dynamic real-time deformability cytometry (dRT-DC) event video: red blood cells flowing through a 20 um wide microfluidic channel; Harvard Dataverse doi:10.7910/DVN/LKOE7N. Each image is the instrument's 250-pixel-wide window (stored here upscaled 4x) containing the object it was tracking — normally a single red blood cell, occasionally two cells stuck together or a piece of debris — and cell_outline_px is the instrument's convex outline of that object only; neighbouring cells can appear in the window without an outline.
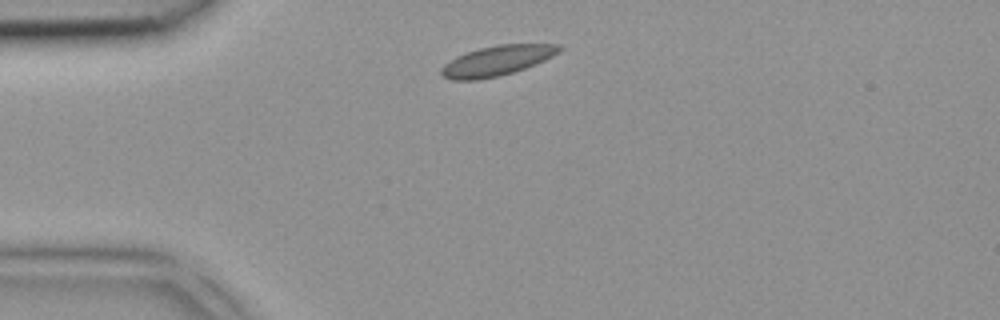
{"species": "common noctule bat (a hibernating species)", "species_latin": "Nyctalus noctula", "temperature_condition": "room temperature", "stored_images_in_passage": 3, "camera_frame_rate_fps": 3000, "um_per_image_px": 0.085, "animal": {"sex": "female", "body_mass_g": 18.4}, "frame": {"image": 1, "passage_image": 1, "time_ms": 0.0, "image_size_px": [1000, 320], "cell_outline_px": [[564, 48], [560, 52], [544, 60], [524, 68], [500, 76], [480, 80], [452, 80], [444, 76], [440, 72], [440, 68], [444, 64], [456, 56], [480, 48], [500, 44], [560, 44]], "centroid_in_image_um": [42.24, 5.16], "position_along_channel_um": 42.8, "area_um2": 20.58}}